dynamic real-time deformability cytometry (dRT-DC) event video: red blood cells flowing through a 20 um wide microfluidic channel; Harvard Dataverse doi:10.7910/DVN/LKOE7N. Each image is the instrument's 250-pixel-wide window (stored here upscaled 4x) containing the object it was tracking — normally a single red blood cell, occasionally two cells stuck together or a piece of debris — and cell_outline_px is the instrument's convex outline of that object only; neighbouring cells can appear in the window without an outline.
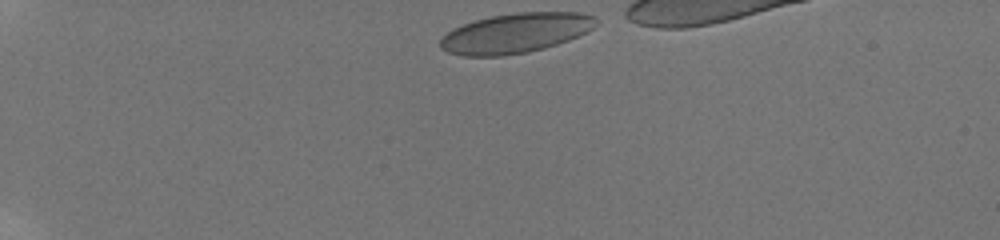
{"species": "human", "species_latin": "Homo sapiens", "temperature_condition": "room temperature", "stored_images_in_passage": 39, "camera_frame_rate_fps": 3000, "um_per_image_px": 0.085, "donor": {"sex": "male"}, "frame": {"image": 1, "passage_image": 1, "time_ms": 0.0, "image_size_px": [1000, 240], "cell_outline_px": [[596, 24], [588, 32], [568, 40], [544, 48], [528, 52], [504, 56], [464, 56], [448, 52], [440, 48], [440, 40], [452, 28], [476, 20], [492, 16], [516, 12], [580, 12], [596, 16]], "centroid_in_image_um": [43.83, 2.81], "position_along_channel_um": 41.2, "area_um2": 36.13}}
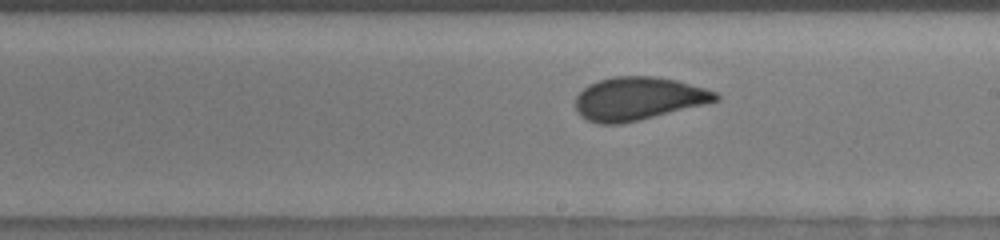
{"frame": {"image": 2, "passage_image": 22, "time_ms": 7.0, "image_size_px": [1000, 240], "cell_outline_px": [[720, 100], [704, 104], [620, 124], [600, 124], [588, 120], [580, 116], [576, 112], [576, 96], [588, 84], [612, 76], [656, 76], [676, 80], [704, 88], [716, 92], [720, 96]], "centroid_in_image_um": [54.22, 8.37], "position_along_channel_um": 234.8, "area_um2": 34.97}}
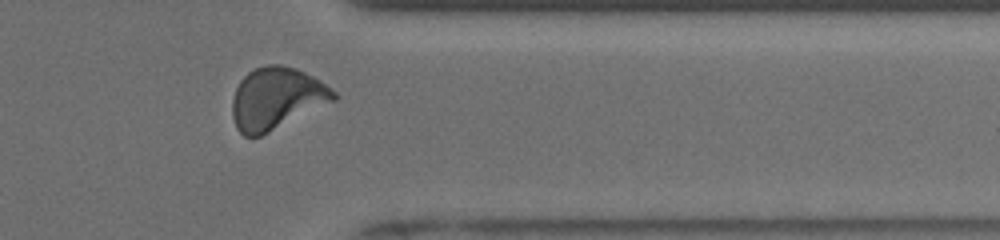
{"frame": {"image": 3, "passage_image": 34, "time_ms": 11.0, "image_size_px": [1000, 240], "cell_outline_px": [[336, 100], [260, 136], [244, 136], [236, 128], [232, 116], [232, 100], [236, 88], [240, 80], [248, 72], [256, 68], [268, 64], [280, 64], [296, 68], [320, 80], [336, 92]], "centroid_in_image_um": [23.49, 8.36], "position_along_channel_um": 387.9, "area_um2": 36.41}}